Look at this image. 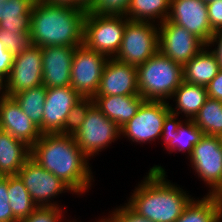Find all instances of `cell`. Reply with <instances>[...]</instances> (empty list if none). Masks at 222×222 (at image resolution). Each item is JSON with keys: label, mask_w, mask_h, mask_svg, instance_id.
Returning a JSON list of instances; mask_svg holds the SVG:
<instances>
[{"label": "cell", "mask_w": 222, "mask_h": 222, "mask_svg": "<svg viewBox=\"0 0 222 222\" xmlns=\"http://www.w3.org/2000/svg\"><path fill=\"white\" fill-rule=\"evenodd\" d=\"M31 159L62 180L76 195L84 194L92 184L89 158L73 135L42 134L31 147Z\"/></svg>", "instance_id": "cell-1"}, {"label": "cell", "mask_w": 222, "mask_h": 222, "mask_svg": "<svg viewBox=\"0 0 222 222\" xmlns=\"http://www.w3.org/2000/svg\"><path fill=\"white\" fill-rule=\"evenodd\" d=\"M166 177L161 165L151 167L126 204L152 222H176L193 197Z\"/></svg>", "instance_id": "cell-2"}, {"label": "cell", "mask_w": 222, "mask_h": 222, "mask_svg": "<svg viewBox=\"0 0 222 222\" xmlns=\"http://www.w3.org/2000/svg\"><path fill=\"white\" fill-rule=\"evenodd\" d=\"M85 8L52 5L36 0L32 7L30 34L34 45L70 46L83 45Z\"/></svg>", "instance_id": "cell-3"}, {"label": "cell", "mask_w": 222, "mask_h": 222, "mask_svg": "<svg viewBox=\"0 0 222 222\" xmlns=\"http://www.w3.org/2000/svg\"><path fill=\"white\" fill-rule=\"evenodd\" d=\"M139 94L145 101H167L183 82V66L159 51L137 66Z\"/></svg>", "instance_id": "cell-4"}, {"label": "cell", "mask_w": 222, "mask_h": 222, "mask_svg": "<svg viewBox=\"0 0 222 222\" xmlns=\"http://www.w3.org/2000/svg\"><path fill=\"white\" fill-rule=\"evenodd\" d=\"M128 20L125 15L87 12L84 18L83 44L91 50L114 58L120 50Z\"/></svg>", "instance_id": "cell-5"}, {"label": "cell", "mask_w": 222, "mask_h": 222, "mask_svg": "<svg viewBox=\"0 0 222 222\" xmlns=\"http://www.w3.org/2000/svg\"><path fill=\"white\" fill-rule=\"evenodd\" d=\"M171 119L169 102L144 101L136 115L120 128V135L137 144L150 143L164 137Z\"/></svg>", "instance_id": "cell-6"}, {"label": "cell", "mask_w": 222, "mask_h": 222, "mask_svg": "<svg viewBox=\"0 0 222 222\" xmlns=\"http://www.w3.org/2000/svg\"><path fill=\"white\" fill-rule=\"evenodd\" d=\"M159 51V29L153 22H126L121 47L114 57L135 67L145 63Z\"/></svg>", "instance_id": "cell-7"}, {"label": "cell", "mask_w": 222, "mask_h": 222, "mask_svg": "<svg viewBox=\"0 0 222 222\" xmlns=\"http://www.w3.org/2000/svg\"><path fill=\"white\" fill-rule=\"evenodd\" d=\"M120 128L93 105L83 124L73 135L77 145L90 159L120 138ZM95 154V155H94Z\"/></svg>", "instance_id": "cell-8"}, {"label": "cell", "mask_w": 222, "mask_h": 222, "mask_svg": "<svg viewBox=\"0 0 222 222\" xmlns=\"http://www.w3.org/2000/svg\"><path fill=\"white\" fill-rule=\"evenodd\" d=\"M109 57L87 48L76 47L71 67V87L82 97H94Z\"/></svg>", "instance_id": "cell-9"}, {"label": "cell", "mask_w": 222, "mask_h": 222, "mask_svg": "<svg viewBox=\"0 0 222 222\" xmlns=\"http://www.w3.org/2000/svg\"><path fill=\"white\" fill-rule=\"evenodd\" d=\"M17 175L23 181L37 207H62L58 205V202H52V198L68 191L75 194L67 184L31 158L18 171Z\"/></svg>", "instance_id": "cell-10"}, {"label": "cell", "mask_w": 222, "mask_h": 222, "mask_svg": "<svg viewBox=\"0 0 222 222\" xmlns=\"http://www.w3.org/2000/svg\"><path fill=\"white\" fill-rule=\"evenodd\" d=\"M195 174L208 185L207 194L214 195L222 186V143L220 136L204 134L189 156Z\"/></svg>", "instance_id": "cell-11"}, {"label": "cell", "mask_w": 222, "mask_h": 222, "mask_svg": "<svg viewBox=\"0 0 222 222\" xmlns=\"http://www.w3.org/2000/svg\"><path fill=\"white\" fill-rule=\"evenodd\" d=\"M157 25L159 52L175 63L184 66L206 46L200 38L169 20Z\"/></svg>", "instance_id": "cell-12"}, {"label": "cell", "mask_w": 222, "mask_h": 222, "mask_svg": "<svg viewBox=\"0 0 222 222\" xmlns=\"http://www.w3.org/2000/svg\"><path fill=\"white\" fill-rule=\"evenodd\" d=\"M42 75L41 47L32 45L14 56L12 68L6 78L7 95L12 97L18 92L43 85Z\"/></svg>", "instance_id": "cell-13"}, {"label": "cell", "mask_w": 222, "mask_h": 222, "mask_svg": "<svg viewBox=\"0 0 222 222\" xmlns=\"http://www.w3.org/2000/svg\"><path fill=\"white\" fill-rule=\"evenodd\" d=\"M166 20L184 27L206 45L214 34L209 24L207 3L202 0H171Z\"/></svg>", "instance_id": "cell-14"}, {"label": "cell", "mask_w": 222, "mask_h": 222, "mask_svg": "<svg viewBox=\"0 0 222 222\" xmlns=\"http://www.w3.org/2000/svg\"><path fill=\"white\" fill-rule=\"evenodd\" d=\"M82 98L71 86L47 88L43 134H61L71 108Z\"/></svg>", "instance_id": "cell-15"}, {"label": "cell", "mask_w": 222, "mask_h": 222, "mask_svg": "<svg viewBox=\"0 0 222 222\" xmlns=\"http://www.w3.org/2000/svg\"><path fill=\"white\" fill-rule=\"evenodd\" d=\"M137 77V67L109 58L95 96L140 95Z\"/></svg>", "instance_id": "cell-16"}, {"label": "cell", "mask_w": 222, "mask_h": 222, "mask_svg": "<svg viewBox=\"0 0 222 222\" xmlns=\"http://www.w3.org/2000/svg\"><path fill=\"white\" fill-rule=\"evenodd\" d=\"M75 48L70 46L41 48L43 86L51 88L71 85V67Z\"/></svg>", "instance_id": "cell-17"}, {"label": "cell", "mask_w": 222, "mask_h": 222, "mask_svg": "<svg viewBox=\"0 0 222 222\" xmlns=\"http://www.w3.org/2000/svg\"><path fill=\"white\" fill-rule=\"evenodd\" d=\"M0 129L7 131L30 148L42 135L39 127L25 115L16 100L10 96L0 99Z\"/></svg>", "instance_id": "cell-18"}, {"label": "cell", "mask_w": 222, "mask_h": 222, "mask_svg": "<svg viewBox=\"0 0 222 222\" xmlns=\"http://www.w3.org/2000/svg\"><path fill=\"white\" fill-rule=\"evenodd\" d=\"M94 105L121 128L137 113L145 101L141 95L94 96Z\"/></svg>", "instance_id": "cell-19"}, {"label": "cell", "mask_w": 222, "mask_h": 222, "mask_svg": "<svg viewBox=\"0 0 222 222\" xmlns=\"http://www.w3.org/2000/svg\"><path fill=\"white\" fill-rule=\"evenodd\" d=\"M184 122V123H183ZM204 135L194 123L193 120L185 121L172 118L170 124L167 126L163 137V144L166 150L170 153L174 152H187L188 156L192 153L194 146L200 141Z\"/></svg>", "instance_id": "cell-20"}, {"label": "cell", "mask_w": 222, "mask_h": 222, "mask_svg": "<svg viewBox=\"0 0 222 222\" xmlns=\"http://www.w3.org/2000/svg\"><path fill=\"white\" fill-rule=\"evenodd\" d=\"M31 158V148L0 129V176L17 175Z\"/></svg>", "instance_id": "cell-21"}, {"label": "cell", "mask_w": 222, "mask_h": 222, "mask_svg": "<svg viewBox=\"0 0 222 222\" xmlns=\"http://www.w3.org/2000/svg\"><path fill=\"white\" fill-rule=\"evenodd\" d=\"M209 49L206 45L183 66V81L206 87L216 77L220 70L219 61L212 49Z\"/></svg>", "instance_id": "cell-22"}, {"label": "cell", "mask_w": 222, "mask_h": 222, "mask_svg": "<svg viewBox=\"0 0 222 222\" xmlns=\"http://www.w3.org/2000/svg\"><path fill=\"white\" fill-rule=\"evenodd\" d=\"M175 99H174V98ZM208 98L205 86L194 85L183 81L172 95L175 107L169 105L172 118L178 119L184 113L187 120H193Z\"/></svg>", "instance_id": "cell-23"}, {"label": "cell", "mask_w": 222, "mask_h": 222, "mask_svg": "<svg viewBox=\"0 0 222 222\" xmlns=\"http://www.w3.org/2000/svg\"><path fill=\"white\" fill-rule=\"evenodd\" d=\"M36 0H5L0 2V28L15 33H28L32 7Z\"/></svg>", "instance_id": "cell-24"}, {"label": "cell", "mask_w": 222, "mask_h": 222, "mask_svg": "<svg viewBox=\"0 0 222 222\" xmlns=\"http://www.w3.org/2000/svg\"><path fill=\"white\" fill-rule=\"evenodd\" d=\"M193 198L176 222H221L222 214L214 195Z\"/></svg>", "instance_id": "cell-25"}, {"label": "cell", "mask_w": 222, "mask_h": 222, "mask_svg": "<svg viewBox=\"0 0 222 222\" xmlns=\"http://www.w3.org/2000/svg\"><path fill=\"white\" fill-rule=\"evenodd\" d=\"M170 1L171 0H130L125 16L131 21L160 22L159 24H161L168 17ZM155 20L157 22H155Z\"/></svg>", "instance_id": "cell-26"}, {"label": "cell", "mask_w": 222, "mask_h": 222, "mask_svg": "<svg viewBox=\"0 0 222 222\" xmlns=\"http://www.w3.org/2000/svg\"><path fill=\"white\" fill-rule=\"evenodd\" d=\"M47 88L43 85L30 88L12 97L19 104L21 110L28 116L43 134V112Z\"/></svg>", "instance_id": "cell-27"}, {"label": "cell", "mask_w": 222, "mask_h": 222, "mask_svg": "<svg viewBox=\"0 0 222 222\" xmlns=\"http://www.w3.org/2000/svg\"><path fill=\"white\" fill-rule=\"evenodd\" d=\"M8 198L13 216L18 221L29 217L38 208L18 175L8 176Z\"/></svg>", "instance_id": "cell-28"}, {"label": "cell", "mask_w": 222, "mask_h": 222, "mask_svg": "<svg viewBox=\"0 0 222 222\" xmlns=\"http://www.w3.org/2000/svg\"><path fill=\"white\" fill-rule=\"evenodd\" d=\"M193 121L204 134L221 136L222 101L208 97Z\"/></svg>", "instance_id": "cell-29"}, {"label": "cell", "mask_w": 222, "mask_h": 222, "mask_svg": "<svg viewBox=\"0 0 222 222\" xmlns=\"http://www.w3.org/2000/svg\"><path fill=\"white\" fill-rule=\"evenodd\" d=\"M94 105L93 97H83L76 103L70 110L64 127L62 135H74L80 126L83 124L86 114L89 109Z\"/></svg>", "instance_id": "cell-30"}, {"label": "cell", "mask_w": 222, "mask_h": 222, "mask_svg": "<svg viewBox=\"0 0 222 222\" xmlns=\"http://www.w3.org/2000/svg\"><path fill=\"white\" fill-rule=\"evenodd\" d=\"M0 41L13 56L22 53L34 45L30 32L15 33L3 28H0Z\"/></svg>", "instance_id": "cell-31"}, {"label": "cell", "mask_w": 222, "mask_h": 222, "mask_svg": "<svg viewBox=\"0 0 222 222\" xmlns=\"http://www.w3.org/2000/svg\"><path fill=\"white\" fill-rule=\"evenodd\" d=\"M130 0H95L87 12L96 14L125 15Z\"/></svg>", "instance_id": "cell-32"}, {"label": "cell", "mask_w": 222, "mask_h": 222, "mask_svg": "<svg viewBox=\"0 0 222 222\" xmlns=\"http://www.w3.org/2000/svg\"><path fill=\"white\" fill-rule=\"evenodd\" d=\"M62 213V207H38L29 217L19 222H61L64 217Z\"/></svg>", "instance_id": "cell-33"}, {"label": "cell", "mask_w": 222, "mask_h": 222, "mask_svg": "<svg viewBox=\"0 0 222 222\" xmlns=\"http://www.w3.org/2000/svg\"><path fill=\"white\" fill-rule=\"evenodd\" d=\"M0 222H19L10 208L8 198V176H0Z\"/></svg>", "instance_id": "cell-34"}, {"label": "cell", "mask_w": 222, "mask_h": 222, "mask_svg": "<svg viewBox=\"0 0 222 222\" xmlns=\"http://www.w3.org/2000/svg\"><path fill=\"white\" fill-rule=\"evenodd\" d=\"M110 216L116 222H152L134 212L126 203L116 208Z\"/></svg>", "instance_id": "cell-35"}, {"label": "cell", "mask_w": 222, "mask_h": 222, "mask_svg": "<svg viewBox=\"0 0 222 222\" xmlns=\"http://www.w3.org/2000/svg\"><path fill=\"white\" fill-rule=\"evenodd\" d=\"M207 11L211 29L214 32L222 30V0L208 2Z\"/></svg>", "instance_id": "cell-36"}, {"label": "cell", "mask_w": 222, "mask_h": 222, "mask_svg": "<svg viewBox=\"0 0 222 222\" xmlns=\"http://www.w3.org/2000/svg\"><path fill=\"white\" fill-rule=\"evenodd\" d=\"M14 56L7 50L0 41V74L7 78L12 68Z\"/></svg>", "instance_id": "cell-37"}, {"label": "cell", "mask_w": 222, "mask_h": 222, "mask_svg": "<svg viewBox=\"0 0 222 222\" xmlns=\"http://www.w3.org/2000/svg\"><path fill=\"white\" fill-rule=\"evenodd\" d=\"M209 98L222 101V68L218 71L216 77L206 86Z\"/></svg>", "instance_id": "cell-38"}, {"label": "cell", "mask_w": 222, "mask_h": 222, "mask_svg": "<svg viewBox=\"0 0 222 222\" xmlns=\"http://www.w3.org/2000/svg\"><path fill=\"white\" fill-rule=\"evenodd\" d=\"M212 45L214 47L217 45L212 51L216 54L220 68H222V30L214 32L207 46L212 47Z\"/></svg>", "instance_id": "cell-39"}, {"label": "cell", "mask_w": 222, "mask_h": 222, "mask_svg": "<svg viewBox=\"0 0 222 222\" xmlns=\"http://www.w3.org/2000/svg\"><path fill=\"white\" fill-rule=\"evenodd\" d=\"M52 5L69 6L73 8H84L77 0H41Z\"/></svg>", "instance_id": "cell-40"}, {"label": "cell", "mask_w": 222, "mask_h": 222, "mask_svg": "<svg viewBox=\"0 0 222 222\" xmlns=\"http://www.w3.org/2000/svg\"><path fill=\"white\" fill-rule=\"evenodd\" d=\"M0 94H1L0 99L8 96L7 89H6V78L2 76L1 74H0Z\"/></svg>", "instance_id": "cell-41"}, {"label": "cell", "mask_w": 222, "mask_h": 222, "mask_svg": "<svg viewBox=\"0 0 222 222\" xmlns=\"http://www.w3.org/2000/svg\"><path fill=\"white\" fill-rule=\"evenodd\" d=\"M214 196L217 199V202L220 207L221 214H222V186L217 190V192L214 194Z\"/></svg>", "instance_id": "cell-42"}, {"label": "cell", "mask_w": 222, "mask_h": 222, "mask_svg": "<svg viewBox=\"0 0 222 222\" xmlns=\"http://www.w3.org/2000/svg\"><path fill=\"white\" fill-rule=\"evenodd\" d=\"M86 10H88L95 0H77Z\"/></svg>", "instance_id": "cell-43"}, {"label": "cell", "mask_w": 222, "mask_h": 222, "mask_svg": "<svg viewBox=\"0 0 222 222\" xmlns=\"http://www.w3.org/2000/svg\"><path fill=\"white\" fill-rule=\"evenodd\" d=\"M97 222H116L111 216H107V218L105 217V218H101V219H99V221H97Z\"/></svg>", "instance_id": "cell-44"}, {"label": "cell", "mask_w": 222, "mask_h": 222, "mask_svg": "<svg viewBox=\"0 0 222 222\" xmlns=\"http://www.w3.org/2000/svg\"><path fill=\"white\" fill-rule=\"evenodd\" d=\"M204 1L205 3H208V2H211V1H217V0H202Z\"/></svg>", "instance_id": "cell-45"}]
</instances>
